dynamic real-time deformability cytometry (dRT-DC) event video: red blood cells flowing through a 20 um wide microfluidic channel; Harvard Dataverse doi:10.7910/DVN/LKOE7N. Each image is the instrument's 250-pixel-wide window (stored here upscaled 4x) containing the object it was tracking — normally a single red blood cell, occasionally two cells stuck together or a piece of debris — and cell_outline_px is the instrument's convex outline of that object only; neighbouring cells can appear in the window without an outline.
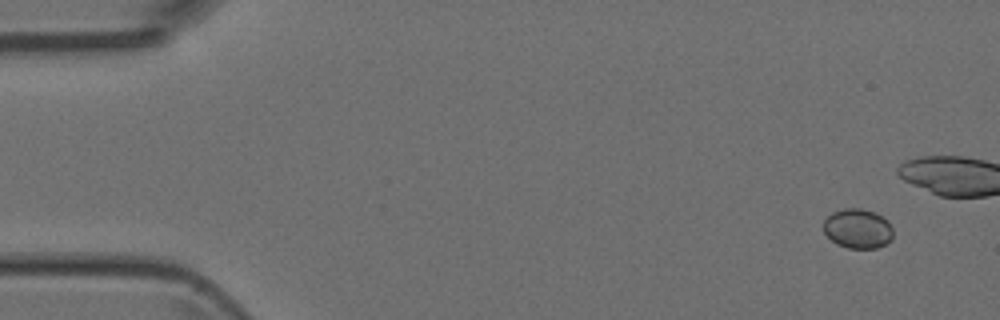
{"species": "Egyptian fruit bat (a non-hibernating species)", "species_latin": "Rousettus aegyptiacus", "temperature_condition": "room temperature", "stored_images_in_passage": 3, "camera_frame_rate_fps": 3000, "um_per_image_px": 0.085, "animal": {"sex": "female"}, "frame": {"image": 1, "passage_image": 1, "time_ms": 0.0, "image_size_px": [1000, 320], "cell_outline_px": [[892, 240], [876, 248], [848, 248], [836, 244], [824, 232], [824, 220], [832, 212], [844, 208], [860, 208], [876, 212], [888, 220], [892, 228]], "centroid_in_image_um": [72.92, 19.42], "position_along_channel_um": 12.1, "area_um2": 16.13}}